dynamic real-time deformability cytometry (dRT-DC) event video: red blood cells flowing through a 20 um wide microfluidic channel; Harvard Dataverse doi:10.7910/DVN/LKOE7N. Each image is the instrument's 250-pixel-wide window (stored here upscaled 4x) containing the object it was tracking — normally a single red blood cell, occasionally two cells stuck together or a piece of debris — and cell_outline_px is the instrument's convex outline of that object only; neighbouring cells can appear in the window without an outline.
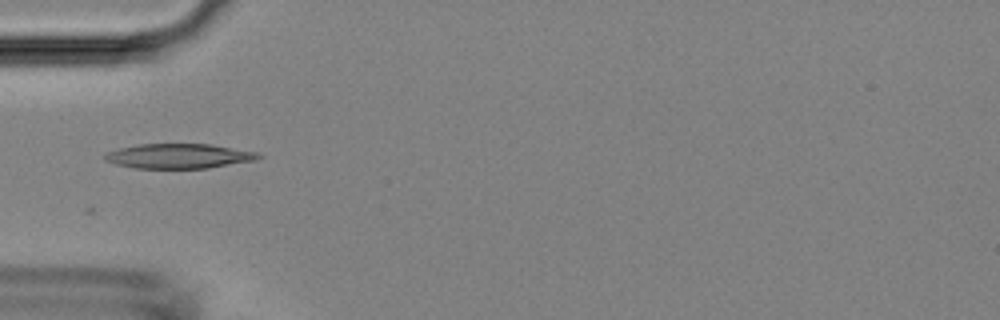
{"species": "Egyptian fruit bat (a non-hibernating species)", "species_latin": "Rousettus aegyptiacus", "temperature_condition": "room temperature", "stored_images_in_passage": 1, "camera_frame_rate_fps": 3000, "um_per_image_px": 0.085, "animal": {"sex": "female"}, "frame": {"image": 1, "passage_image": 1, "time_ms": 0.0, "image_size_px": [1000, 320], "cell_outline_px": [[264, 156], [256, 160], [208, 168], [136, 168], [116, 164], [104, 160], [100, 156], [108, 152], [120, 148], [140, 144], [212, 144], [256, 152]], "centroid_in_image_um": [15.2, 13.26], "position_along_channel_um": 69.8, "area_um2": 22.14}}